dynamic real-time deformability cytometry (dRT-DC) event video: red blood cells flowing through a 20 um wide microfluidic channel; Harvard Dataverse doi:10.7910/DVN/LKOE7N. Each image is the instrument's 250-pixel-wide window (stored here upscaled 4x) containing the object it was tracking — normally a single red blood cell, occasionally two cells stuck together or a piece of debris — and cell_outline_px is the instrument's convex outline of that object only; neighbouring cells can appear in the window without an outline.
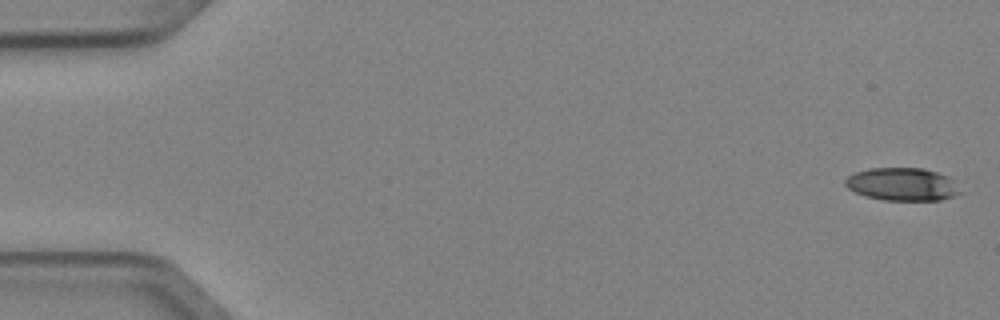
{"species": "Egyptian fruit bat (a non-hibernating species)", "species_latin": "Rousettus aegyptiacus", "temperature_condition": "cold", "stored_images_in_passage": 5, "camera_frame_rate_fps": 3000, "um_per_image_px": 0.085, "animal": {"sex": "female"}, "frame": {"image": 1, "passage_image": 1, "time_ms": 0.0, "image_size_px": [1000, 320], "cell_outline_px": [[964, 192], [956, 196], [940, 200], [884, 200], [864, 196], [848, 188], [844, 184], [844, 180], [848, 176], [856, 172], [868, 168], [924, 168], [948, 176]], "centroid_in_image_um": [76.72, 15.66], "position_along_channel_um": 8.3, "area_um2": 22.2}}
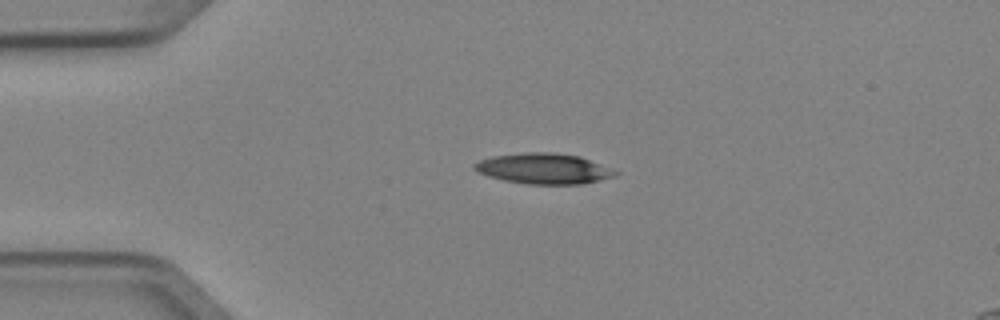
{"frame": {"image": 2, "passage_image": 4, "time_ms": 1.0, "image_size_px": [1000, 320], "cell_outline_px": [[620, 172], [616, 176], [580, 184], [528, 184], [504, 180], [488, 176], [472, 168], [472, 164], [480, 160], [492, 156], [524, 152], [552, 152], [580, 156], [612, 168]], "centroid_in_image_um": [46.22, 14.32], "position_along_channel_um": 38.8, "area_um2": 25.14}}